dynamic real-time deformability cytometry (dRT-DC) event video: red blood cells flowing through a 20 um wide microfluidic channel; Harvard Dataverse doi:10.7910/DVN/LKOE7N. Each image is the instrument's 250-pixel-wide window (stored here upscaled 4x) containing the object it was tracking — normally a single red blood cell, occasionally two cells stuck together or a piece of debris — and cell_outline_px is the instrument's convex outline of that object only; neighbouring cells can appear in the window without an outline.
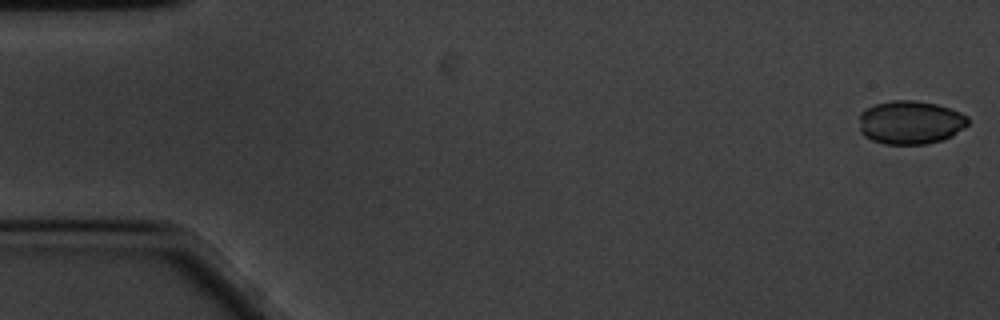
{"species": "common noctule bat (a hibernating species)", "species_latin": "Nyctalus noctula", "temperature_condition": "cold", "stored_images_in_passage": 59, "camera_frame_rate_fps": 3000, "um_per_image_px": 0.085, "animal": {"sex": "male", "body_mass_g": 20.1, "forearm_length_mm": 53.5}, "frame": {"image": 1, "passage_image": 1, "time_ms": 0.0, "image_size_px": [1000, 320], "cell_outline_px": [[968, 124], [964, 128], [952, 136], [928, 144], [884, 144], [872, 140], [864, 136], [860, 132], [860, 112], [864, 108], [876, 104], [892, 100], [916, 100], [936, 104], [960, 112], [968, 116]], "centroid_in_image_um": [77.37, 10.4], "position_along_channel_um": 7.6, "area_um2": 27.74}}
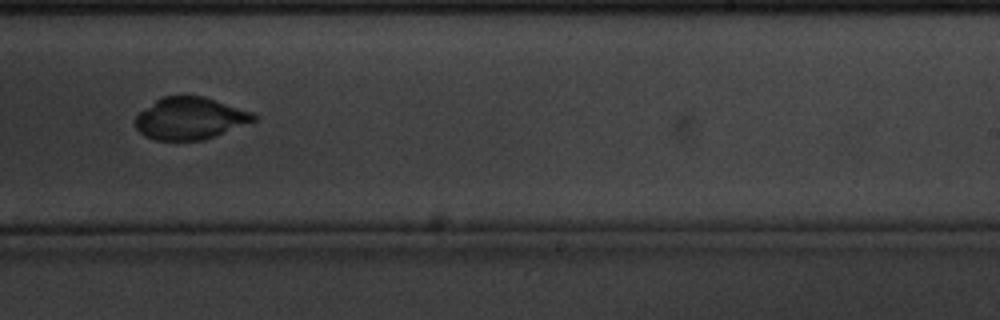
{"frame": {"image": 2, "passage_image": 36, "time_ms": 11.667, "image_size_px": [1000, 320], "cell_outline_px": [[256, 120], [204, 140], [156, 140], [144, 136], [136, 128], [136, 116], [140, 112], [156, 100], [164, 96], [204, 96], [252, 112], [256, 116]], "centroid_in_image_um": [16.14, 10.06], "position_along_channel_um": 272.9, "area_um2": 28.67}}
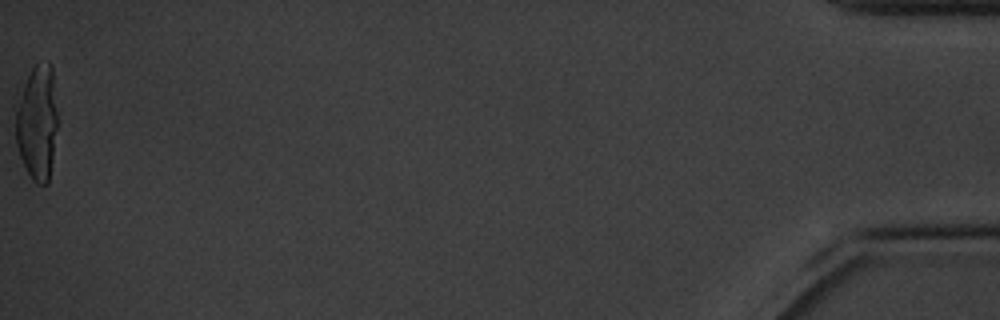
{"frame": {"image": 3, "passage_image": 59, "time_ms": 19.333, "image_size_px": [1000, 320], "cell_outline_px": [[56, 128], [48, 184], [36, 184], [32, 180], [20, 156], [16, 144], [16, 108], [28, 76], [32, 68], [36, 64], [48, 60], [52, 64], [56, 112]], "centroid_in_image_um": [3.16, 10.41], "position_along_channel_um": 432.0, "area_um2": 27.46}, "authors_computed_cell_mechanics": {"area_um2": 29.3624, "velocity_mm_per_s": 3.3795, "shape_relaxation_time_tau1_ms": 3.1846, "shape_relaxation_time_tau2_ms": 0.9355, "deformation_change_tau1": 0.0754, "deformation_change_tau2": 0.0266}}